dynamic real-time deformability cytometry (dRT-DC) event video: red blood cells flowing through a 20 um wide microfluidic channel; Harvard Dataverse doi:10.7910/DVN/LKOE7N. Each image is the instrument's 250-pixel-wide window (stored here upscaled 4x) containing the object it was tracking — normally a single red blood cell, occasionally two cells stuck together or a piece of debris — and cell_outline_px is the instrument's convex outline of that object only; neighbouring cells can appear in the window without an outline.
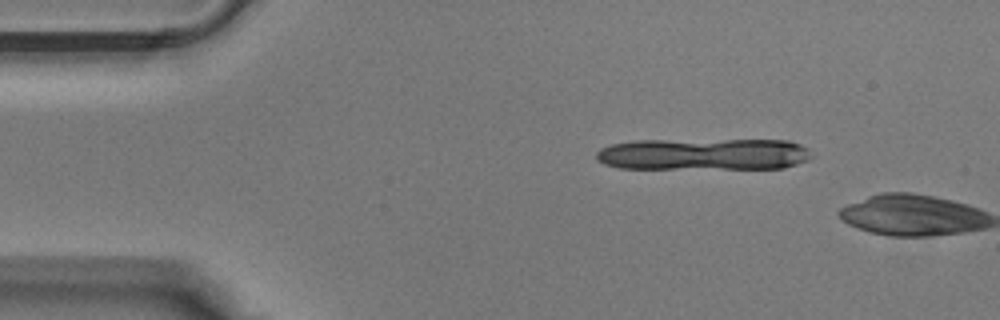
{"species": "Egyptian fruit bat (a non-hibernating species)", "species_latin": "Rousettus aegyptiacus", "temperature_condition": "warm", "stored_images_in_passage": 6, "segment_of_instrument_passage": [2, 2], "camera_frame_rate_fps": 3000, "um_per_image_px": 0.085, "animal": {"sex": "male"}, "frame": {"image": 1, "passage_image": 6, "time_ms": 1.667, "image_size_px": [1000, 320], "cell_outline_px": [[976, 224], [948, 232], [880, 232], [868, 228], [888, 196], [920, 196], [940, 200], [956, 204], [968, 208]], "centroid_in_image_um": [78.24, 18.33], "position_along_channel_um": 6.8, "area_um2": 21.79}}